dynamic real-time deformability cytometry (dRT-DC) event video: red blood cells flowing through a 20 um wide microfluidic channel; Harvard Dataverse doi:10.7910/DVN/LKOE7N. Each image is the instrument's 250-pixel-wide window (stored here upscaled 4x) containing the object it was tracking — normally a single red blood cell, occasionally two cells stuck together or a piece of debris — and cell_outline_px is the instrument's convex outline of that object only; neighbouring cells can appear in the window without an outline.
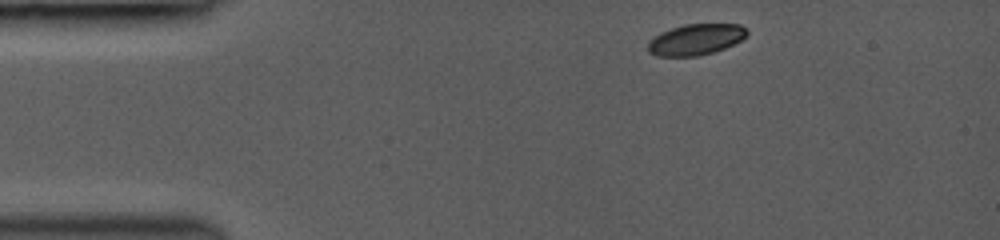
{"species": "common noctule bat (a hibernating species)", "species_latin": "Nyctalus noctula", "temperature_condition": "room temperature", "stored_images_in_passage": 30, "camera_frame_rate_fps": 3000, "um_per_image_px": 0.085, "animal": {"sex": "female", "body_mass_g": 19.0, "forearm_length_mm": 53.3}, "frame": {"image": 1, "passage_image": 1, "time_ms": 0.0, "image_size_px": [1000, 240], "cell_outline_px": [[748, 36], [724, 48], [712, 52], [696, 56], [656, 56], [648, 52], [648, 40], [660, 32], [684, 24], [740, 24], [748, 32]], "centroid_in_image_um": [59.1, 3.35], "position_along_channel_um": 25.9, "area_um2": 17.86}}
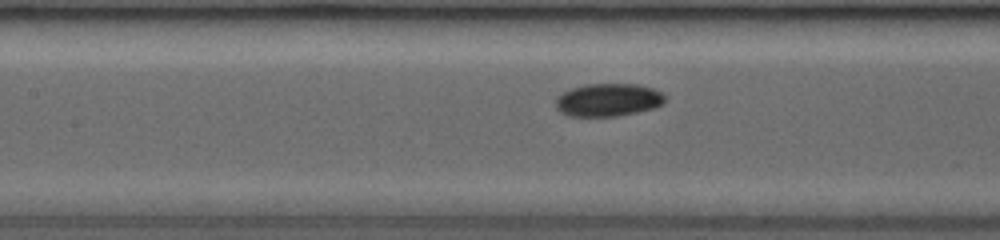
{"frame": {"image": 2, "passage_image": 12, "time_ms": 4.667, "image_size_px": [1000, 240], "cell_outline_px": [[664, 104], [656, 108], [616, 116], [568, 116], [560, 112], [556, 108], [556, 100], [564, 92], [572, 88], [584, 84], [640, 84], [652, 88], [660, 92], [664, 96]], "centroid_in_image_um": [51.71, 8.49], "position_along_channel_um": 155.7, "area_um2": 20.92}}
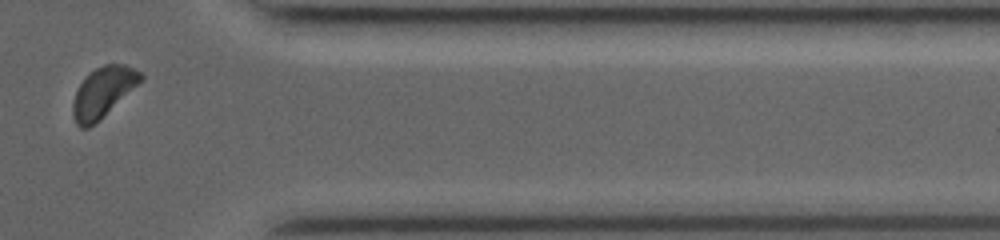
{"frame": {"image": 3, "passage_image": 26, "time_ms": 10.667, "image_size_px": [1000, 240], "cell_outline_px": [[144, 80], [100, 120], [88, 128], [80, 128], [76, 124], [72, 112], [72, 104], [76, 88], [96, 68], [104, 64], [124, 64], [144, 72]], "centroid_in_image_um": [8.8, 7.84], "position_along_channel_um": 402.6, "area_um2": 20.06}, "authors_computed_cell_mechanics": {"area_um2": 20.5479, "velocity_mm_per_s": 4.2113, "shape_relaxation_time_tau1_ms": 1.9156, "shape_relaxation_time_tau2_ms": null, "deformation_change_tau1": 0.0456, "deformation_change_tau2": null}}